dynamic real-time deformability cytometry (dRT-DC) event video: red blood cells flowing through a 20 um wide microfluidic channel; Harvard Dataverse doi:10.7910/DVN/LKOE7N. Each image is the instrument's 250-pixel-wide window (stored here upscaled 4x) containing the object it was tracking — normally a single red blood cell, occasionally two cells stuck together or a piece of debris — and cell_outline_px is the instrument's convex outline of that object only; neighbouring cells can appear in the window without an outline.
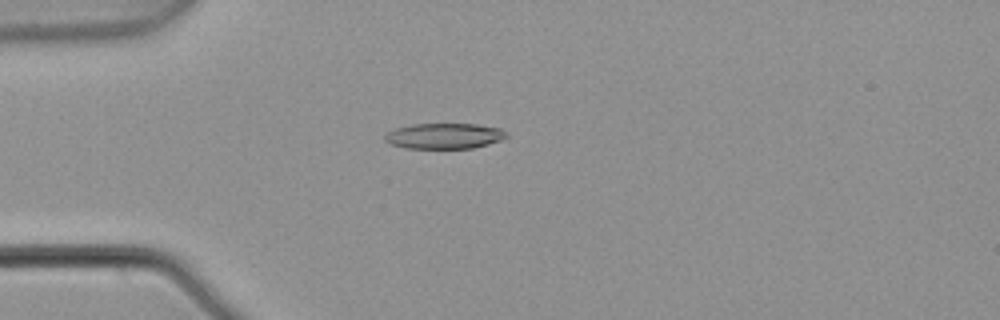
{"species": "common noctule bat (a hibernating species)", "species_latin": "Nyctalus noctula", "temperature_condition": "warm", "stored_images_in_passage": 4, "camera_frame_rate_fps": 3000, "um_per_image_px": 0.085, "animal": {"sex": "male", "body_mass_g": 21.5, "forearm_length_mm": 52.0}, "frame": {"image": 1, "passage_image": 4, "time_ms": 1.0, "image_size_px": [1000, 320], "cell_outline_px": [[508, 136], [500, 140], [488, 144], [472, 148], [404, 148], [392, 144], [384, 140], [384, 136], [388, 132], [396, 128], [412, 124], [476, 124], [500, 128], [508, 132]], "centroid_in_image_um": [37.78, 11.55], "position_along_channel_um": 47.2, "area_um2": 18.09}}